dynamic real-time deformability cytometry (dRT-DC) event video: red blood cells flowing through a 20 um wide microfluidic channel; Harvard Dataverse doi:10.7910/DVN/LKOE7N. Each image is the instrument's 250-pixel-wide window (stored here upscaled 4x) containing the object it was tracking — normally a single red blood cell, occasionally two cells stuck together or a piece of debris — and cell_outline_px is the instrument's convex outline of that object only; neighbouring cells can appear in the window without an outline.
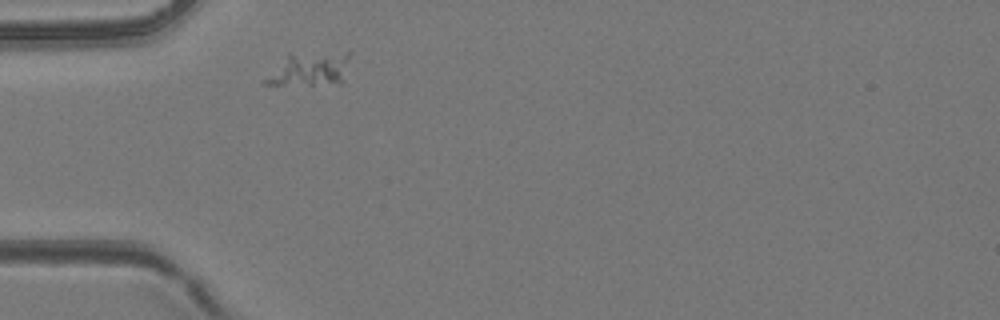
{"species": "common noctule bat (a hibernating species)", "species_latin": "Nyctalus noctula", "temperature_condition": "room temperature", "stored_images_in_passage": 1, "camera_frame_rate_fps": 3000, "um_per_image_px": 0.085, "animal": {"sex": "female", "body_mass_g": 24.6, "forearm_length_mm": 56.2}, "frame": {"image": 1, "passage_image": 1, "time_ms": 0.0, "image_size_px": [1000, 320], "cell_outline_px": [[348, 60], [340, 84], [260, 84], [260, 80], [288, 52], [348, 52]], "centroid_in_image_um": [26.19, 5.85], "position_along_channel_um": 58.8, "area_um2": 16.82}}